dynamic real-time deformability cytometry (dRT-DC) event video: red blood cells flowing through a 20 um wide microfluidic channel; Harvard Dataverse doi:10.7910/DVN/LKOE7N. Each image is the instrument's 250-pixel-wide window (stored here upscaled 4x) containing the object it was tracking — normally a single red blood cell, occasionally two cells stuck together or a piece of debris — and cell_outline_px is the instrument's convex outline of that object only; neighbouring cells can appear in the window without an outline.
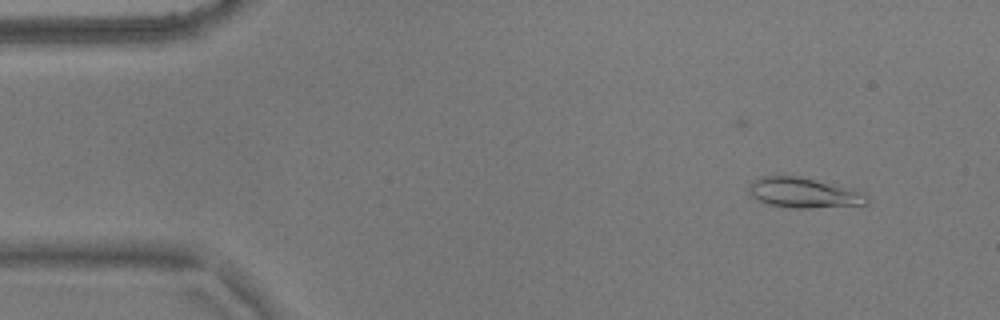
{"species": "common noctule bat (a hibernating species)", "species_latin": "Nyctalus noctula", "temperature_condition": "warm", "stored_images_in_passage": 14, "camera_frame_rate_fps": 3000, "um_per_image_px": 0.085, "animal": {"sex": "male", "body_mass_g": 17.9}, "frame": {"image": 1, "passage_image": 5, "time_ms": 1.333, "image_size_px": [1000, 320], "cell_outline_px": [[868, 204], [808, 208], [788, 208], [768, 204], [752, 196], [748, 192], [748, 188], [752, 180], [760, 176], [796, 176], [852, 188], [864, 196], [868, 200]], "centroid_in_image_um": [68.24, 16.39], "position_along_channel_um": 16.8, "area_um2": 20.46}}